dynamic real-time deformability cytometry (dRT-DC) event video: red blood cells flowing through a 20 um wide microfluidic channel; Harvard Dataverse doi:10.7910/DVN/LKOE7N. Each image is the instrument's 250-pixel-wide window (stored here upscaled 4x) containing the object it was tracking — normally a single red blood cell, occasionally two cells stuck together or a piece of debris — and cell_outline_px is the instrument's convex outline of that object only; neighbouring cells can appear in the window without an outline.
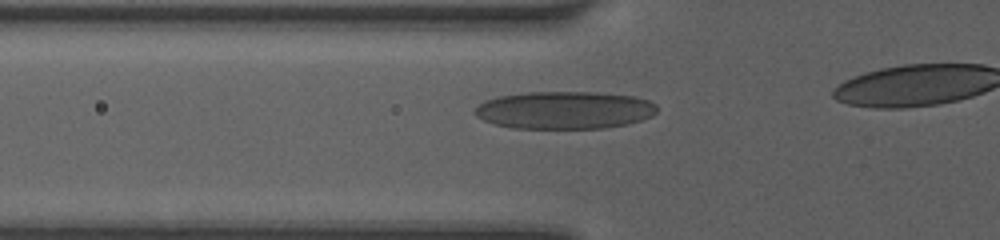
{"species": "human", "species_latin": "Homo sapiens", "temperature_condition": "room temperature", "stored_images_in_passage": 19, "camera_frame_rate_fps": 3000, "um_per_image_px": 0.085, "donor": {"sex": "female"}, "frame": {"image": 1, "passage_image": 2, "time_ms": 0.333, "image_size_px": [1000, 240], "cell_outline_px": [[656, 112], [652, 116], [640, 120], [624, 124], [600, 128], [512, 128], [496, 124], [484, 120], [476, 116], [476, 108], [484, 100], [496, 96], [528, 92], [596, 92], [636, 96], [648, 100], [656, 104]], "centroid_in_image_um": [47.98, 9.34], "position_along_channel_um": 77.8, "area_um2": 39.82}}
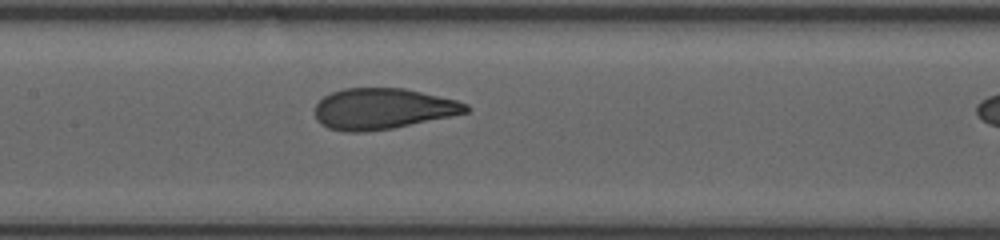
{"frame": {"image": 2, "passage_image": 9, "time_ms": 2.667, "image_size_px": [1000, 240], "cell_outline_px": [[468, 112], [392, 128], [364, 132], [348, 132], [328, 128], [316, 120], [316, 104], [324, 96], [332, 92], [344, 88], [404, 88], [456, 100], [468, 104]], "centroid_in_image_um": [32.5, 9.24], "position_along_channel_um": 174.9, "area_um2": 35.66}}
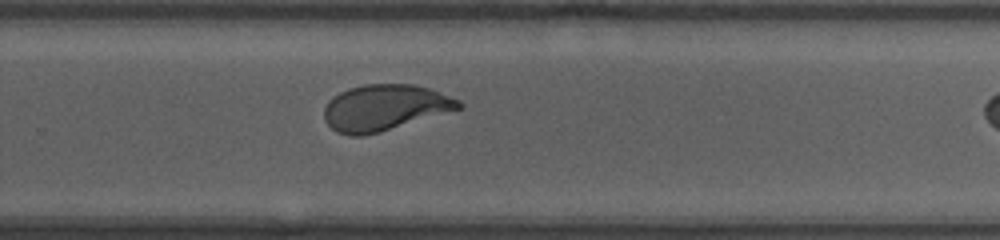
{"frame": {"image": 3, "passage_image": 18, "time_ms": 5.667, "image_size_px": [1000, 240], "cell_outline_px": [[464, 108], [380, 132], [364, 136], [348, 136], [336, 132], [324, 120], [324, 108], [328, 100], [332, 96], [348, 88], [364, 84], [412, 84], [428, 88], [460, 100], [464, 104]], "centroid_in_image_um": [32.69, 9.15], "position_along_channel_um": 297.1, "area_um2": 36.41}}